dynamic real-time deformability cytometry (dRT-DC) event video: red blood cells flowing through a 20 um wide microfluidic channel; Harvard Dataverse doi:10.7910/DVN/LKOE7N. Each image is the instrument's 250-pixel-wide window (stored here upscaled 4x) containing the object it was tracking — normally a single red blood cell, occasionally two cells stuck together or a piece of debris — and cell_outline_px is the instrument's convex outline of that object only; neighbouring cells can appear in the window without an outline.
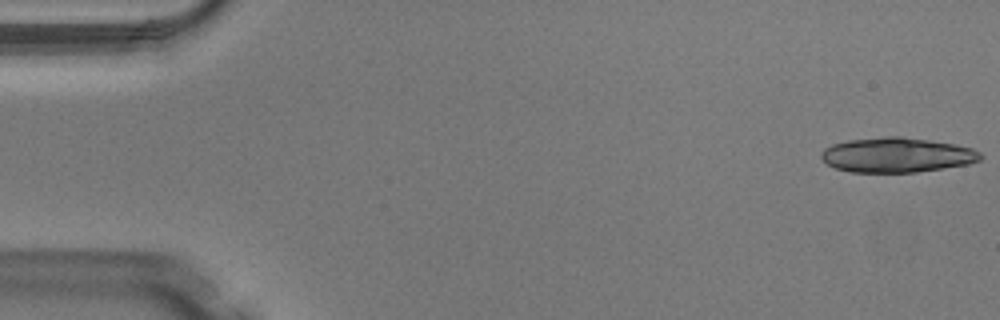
{"species": "Egyptian fruit bat (a non-hibernating species)", "species_latin": "Rousettus aegyptiacus", "temperature_condition": "warm", "stored_images_in_passage": 14, "camera_frame_rate_fps": 3000, "um_per_image_px": 0.085, "animal": {"sex": "male"}, "frame": {"image": 1, "passage_image": 1, "time_ms": 0.0, "image_size_px": [1000, 320], "cell_outline_px": [[984, 156], [980, 160], [968, 164], [916, 172], [852, 172], [836, 168], [828, 164], [820, 156], [820, 152], [824, 148], [832, 144], [848, 140], [884, 136], [900, 136], [956, 144], [972, 148], [980, 152]], "centroid_in_image_um": [76.23, 13.16], "position_along_channel_um": 8.8, "area_um2": 32.31}}
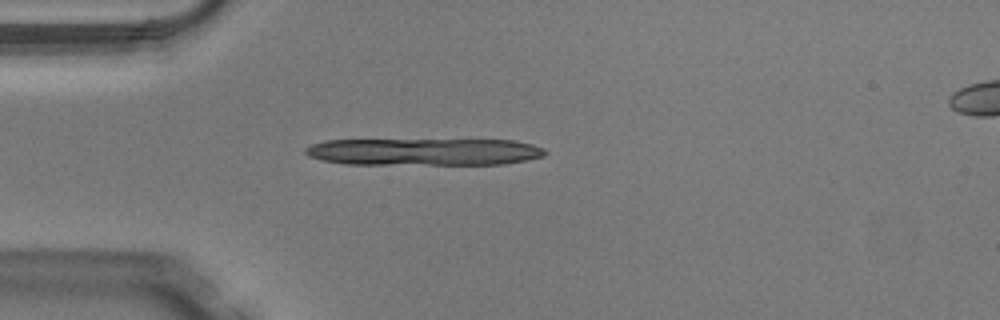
{"frame": {"image": 2, "passage_image": 13, "time_ms": 4.0, "image_size_px": [1000, 320], "cell_outline_px": [[548, 152], [544, 156], [524, 160], [500, 164], [344, 164], [320, 160], [308, 156], [304, 152], [304, 148], [312, 144], [324, 140], [512, 140], [532, 144], [544, 148]], "centroid_in_image_um": [36.0, 12.9], "position_along_channel_um": 49.0, "area_um2": 38.03}}